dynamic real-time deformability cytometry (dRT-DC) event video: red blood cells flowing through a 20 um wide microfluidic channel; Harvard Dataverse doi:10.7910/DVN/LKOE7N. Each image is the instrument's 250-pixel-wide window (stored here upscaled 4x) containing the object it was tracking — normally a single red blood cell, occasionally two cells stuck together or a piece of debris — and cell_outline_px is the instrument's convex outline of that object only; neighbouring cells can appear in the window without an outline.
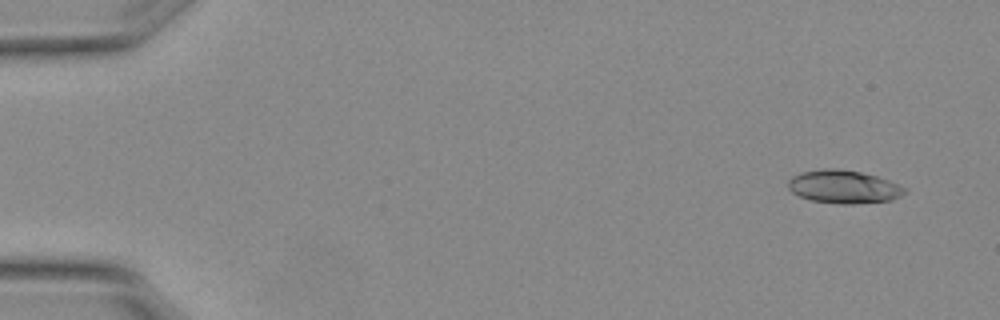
{"species": "Egyptian fruit bat (a non-hibernating species)", "species_latin": "Rousettus aegyptiacus", "temperature_condition": "warm", "stored_images_in_passage": 5, "camera_frame_rate_fps": 3000, "um_per_image_px": 0.085, "animal": {"sex": "female"}, "frame": {"image": 1, "passage_image": 1, "time_ms": 0.0, "image_size_px": [1000, 320], "cell_outline_px": [[908, 192], [892, 200], [852, 204], [840, 204], [812, 200], [800, 196], [792, 192], [788, 188], [788, 180], [792, 176], [800, 172], [820, 168], [840, 168], [860, 172], [876, 176], [888, 180], [908, 188]], "centroid_in_image_um": [71.72, 15.86], "position_along_channel_um": 13.3, "area_um2": 22.72}}
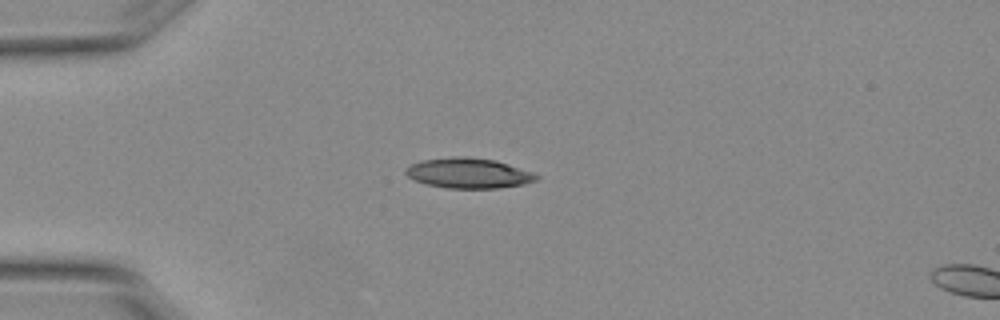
{"frame": {"image": 2, "passage_image": 4, "time_ms": 1.0, "image_size_px": [1000, 320], "cell_outline_px": [[540, 176], [536, 180], [524, 184], [500, 188], [448, 188], [424, 184], [408, 176], [404, 172], [412, 164], [424, 160], [452, 156], [468, 156], [496, 160], [532, 172]], "centroid_in_image_um": [39.85, 14.71], "position_along_channel_um": 45.2, "area_um2": 22.95}}